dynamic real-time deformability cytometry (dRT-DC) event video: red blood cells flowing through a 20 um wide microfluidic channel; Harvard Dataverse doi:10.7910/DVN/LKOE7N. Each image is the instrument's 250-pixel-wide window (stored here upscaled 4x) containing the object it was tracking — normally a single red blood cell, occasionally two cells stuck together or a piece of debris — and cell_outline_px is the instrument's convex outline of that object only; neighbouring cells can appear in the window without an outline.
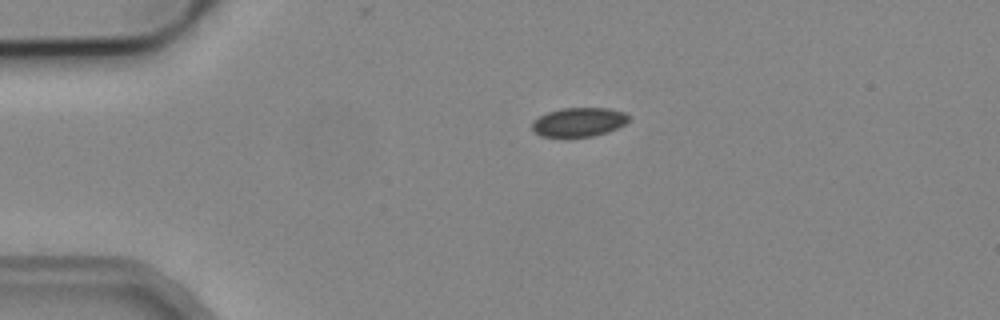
{"species": "common noctule bat (a hibernating species)", "species_latin": "Nyctalus noctula", "temperature_condition": "cold", "stored_images_in_passage": 1, "camera_frame_rate_fps": 3000, "um_per_image_px": 0.085, "animal": {"sex": "male", "body_mass_g": 19.2, "forearm_length_mm": 51.8}, "frame": {"image": 1, "passage_image": 1, "time_ms": 0.0, "image_size_px": [1000, 320], "cell_outline_px": [[628, 120], [624, 124], [608, 132], [592, 136], [568, 140], [540, 136], [532, 128], [532, 120], [548, 112], [560, 108], [608, 108], [624, 112], [628, 116]], "centroid_in_image_um": [49.14, 10.42], "position_along_channel_um": 35.9, "area_um2": 16.88}}